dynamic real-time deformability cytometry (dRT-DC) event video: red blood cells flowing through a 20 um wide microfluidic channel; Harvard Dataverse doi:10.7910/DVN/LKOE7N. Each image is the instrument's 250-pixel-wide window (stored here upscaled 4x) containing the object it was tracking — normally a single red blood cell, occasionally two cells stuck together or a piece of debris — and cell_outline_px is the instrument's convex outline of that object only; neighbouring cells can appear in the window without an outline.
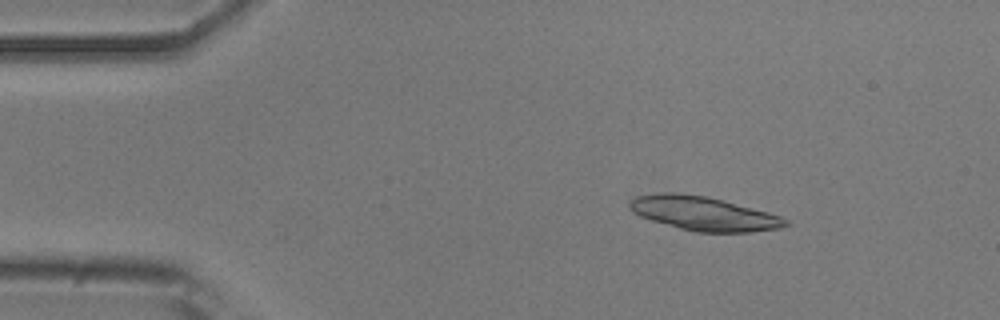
{"species": "common noctule bat (a hibernating species)", "species_latin": "Nyctalus noctula", "temperature_condition": "room temperature", "stored_images_in_passage": 4, "camera_frame_rate_fps": 3000, "um_per_image_px": 0.085, "animal": {"sex": "male", "body_mass_g": 20.5, "forearm_length_mm": 52.5}, "frame": {"image": 1, "passage_image": 2, "time_ms": 0.333, "image_size_px": [1000, 320], "cell_outline_px": [[792, 224], [780, 228], [748, 232], [696, 232], [680, 228], [652, 220], [640, 216], [632, 212], [628, 204], [636, 196], [664, 192], [676, 192], [704, 196], [724, 200], [768, 212], [780, 216], [788, 220]], "centroid_in_image_um": [59.83, 18.14], "position_along_channel_um": 25.2, "area_um2": 30.75}}